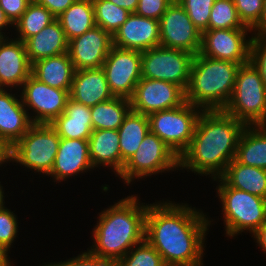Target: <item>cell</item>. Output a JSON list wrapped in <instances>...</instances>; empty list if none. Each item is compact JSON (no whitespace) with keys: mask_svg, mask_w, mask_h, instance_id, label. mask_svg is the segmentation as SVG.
<instances>
[{"mask_svg":"<svg viewBox=\"0 0 266 266\" xmlns=\"http://www.w3.org/2000/svg\"><path fill=\"white\" fill-rule=\"evenodd\" d=\"M234 159L246 166L266 169V125L244 127Z\"/></svg>","mask_w":266,"mask_h":266,"instance_id":"484cf974","label":"cell"},{"mask_svg":"<svg viewBox=\"0 0 266 266\" xmlns=\"http://www.w3.org/2000/svg\"><path fill=\"white\" fill-rule=\"evenodd\" d=\"M75 69L68 53L51 56L32 64L31 74L53 88L70 92Z\"/></svg>","mask_w":266,"mask_h":266,"instance_id":"cb8c5ba5","label":"cell"},{"mask_svg":"<svg viewBox=\"0 0 266 266\" xmlns=\"http://www.w3.org/2000/svg\"><path fill=\"white\" fill-rule=\"evenodd\" d=\"M150 131L147 115L130 110L118 129L121 171L124 164L137 151L139 145Z\"/></svg>","mask_w":266,"mask_h":266,"instance_id":"83f0119b","label":"cell"},{"mask_svg":"<svg viewBox=\"0 0 266 266\" xmlns=\"http://www.w3.org/2000/svg\"><path fill=\"white\" fill-rule=\"evenodd\" d=\"M115 47L140 52L160 46L159 21L131 13L114 33Z\"/></svg>","mask_w":266,"mask_h":266,"instance_id":"e0dca14e","label":"cell"},{"mask_svg":"<svg viewBox=\"0 0 266 266\" xmlns=\"http://www.w3.org/2000/svg\"><path fill=\"white\" fill-rule=\"evenodd\" d=\"M249 28L240 20L233 0H215L209 18L208 30Z\"/></svg>","mask_w":266,"mask_h":266,"instance_id":"d6a6232c","label":"cell"},{"mask_svg":"<svg viewBox=\"0 0 266 266\" xmlns=\"http://www.w3.org/2000/svg\"><path fill=\"white\" fill-rule=\"evenodd\" d=\"M102 69L114 97L130 99L142 78L141 52L113 45Z\"/></svg>","mask_w":266,"mask_h":266,"instance_id":"8fae6325","label":"cell"},{"mask_svg":"<svg viewBox=\"0 0 266 266\" xmlns=\"http://www.w3.org/2000/svg\"><path fill=\"white\" fill-rule=\"evenodd\" d=\"M221 178L234 189L266 199V169L246 166L233 159Z\"/></svg>","mask_w":266,"mask_h":266,"instance_id":"4316f807","label":"cell"},{"mask_svg":"<svg viewBox=\"0 0 266 266\" xmlns=\"http://www.w3.org/2000/svg\"><path fill=\"white\" fill-rule=\"evenodd\" d=\"M238 16L243 24L253 29L261 20L264 0H233Z\"/></svg>","mask_w":266,"mask_h":266,"instance_id":"d590c367","label":"cell"},{"mask_svg":"<svg viewBox=\"0 0 266 266\" xmlns=\"http://www.w3.org/2000/svg\"><path fill=\"white\" fill-rule=\"evenodd\" d=\"M110 2L114 3L115 5L128 10L131 13H134L139 0H109Z\"/></svg>","mask_w":266,"mask_h":266,"instance_id":"7bdbcfd3","label":"cell"},{"mask_svg":"<svg viewBox=\"0 0 266 266\" xmlns=\"http://www.w3.org/2000/svg\"><path fill=\"white\" fill-rule=\"evenodd\" d=\"M245 125L223 110L202 111L189 147L179 157V167L220 178L235 158Z\"/></svg>","mask_w":266,"mask_h":266,"instance_id":"7a4b0ae2","label":"cell"},{"mask_svg":"<svg viewBox=\"0 0 266 266\" xmlns=\"http://www.w3.org/2000/svg\"><path fill=\"white\" fill-rule=\"evenodd\" d=\"M10 149L0 140V165L9 160Z\"/></svg>","mask_w":266,"mask_h":266,"instance_id":"bcb514c9","label":"cell"},{"mask_svg":"<svg viewBox=\"0 0 266 266\" xmlns=\"http://www.w3.org/2000/svg\"><path fill=\"white\" fill-rule=\"evenodd\" d=\"M210 222L188 205L151 204L145 217V240L165 265L202 266L203 242Z\"/></svg>","mask_w":266,"mask_h":266,"instance_id":"6da1fadb","label":"cell"},{"mask_svg":"<svg viewBox=\"0 0 266 266\" xmlns=\"http://www.w3.org/2000/svg\"><path fill=\"white\" fill-rule=\"evenodd\" d=\"M89 169H93V166L89 156L88 140L61 138L49 175L59 181Z\"/></svg>","mask_w":266,"mask_h":266,"instance_id":"44dd1931","label":"cell"},{"mask_svg":"<svg viewBox=\"0 0 266 266\" xmlns=\"http://www.w3.org/2000/svg\"><path fill=\"white\" fill-rule=\"evenodd\" d=\"M179 167V157L156 134L148 132L120 173L127 185L136 177L151 176Z\"/></svg>","mask_w":266,"mask_h":266,"instance_id":"30bf717a","label":"cell"},{"mask_svg":"<svg viewBox=\"0 0 266 266\" xmlns=\"http://www.w3.org/2000/svg\"><path fill=\"white\" fill-rule=\"evenodd\" d=\"M16 216L9 209H0V246L7 252L17 235L18 225Z\"/></svg>","mask_w":266,"mask_h":266,"instance_id":"8d00e7d4","label":"cell"},{"mask_svg":"<svg viewBox=\"0 0 266 266\" xmlns=\"http://www.w3.org/2000/svg\"><path fill=\"white\" fill-rule=\"evenodd\" d=\"M29 0H0V7L6 17L14 24L26 11Z\"/></svg>","mask_w":266,"mask_h":266,"instance_id":"60d3db41","label":"cell"},{"mask_svg":"<svg viewBox=\"0 0 266 266\" xmlns=\"http://www.w3.org/2000/svg\"><path fill=\"white\" fill-rule=\"evenodd\" d=\"M148 205L138 204L128 196L102 211L93 229L94 245L89 251L96 256L118 262L131 248L145 240V217Z\"/></svg>","mask_w":266,"mask_h":266,"instance_id":"3957f363","label":"cell"},{"mask_svg":"<svg viewBox=\"0 0 266 266\" xmlns=\"http://www.w3.org/2000/svg\"><path fill=\"white\" fill-rule=\"evenodd\" d=\"M253 236L266 253V222L254 233Z\"/></svg>","mask_w":266,"mask_h":266,"instance_id":"ee69618b","label":"cell"},{"mask_svg":"<svg viewBox=\"0 0 266 266\" xmlns=\"http://www.w3.org/2000/svg\"><path fill=\"white\" fill-rule=\"evenodd\" d=\"M60 140L50 124H33L10 148L9 160L49 176Z\"/></svg>","mask_w":266,"mask_h":266,"instance_id":"52a82bcc","label":"cell"},{"mask_svg":"<svg viewBox=\"0 0 266 266\" xmlns=\"http://www.w3.org/2000/svg\"><path fill=\"white\" fill-rule=\"evenodd\" d=\"M250 61L258 69L266 86V36L252 37Z\"/></svg>","mask_w":266,"mask_h":266,"instance_id":"74e56055","label":"cell"},{"mask_svg":"<svg viewBox=\"0 0 266 266\" xmlns=\"http://www.w3.org/2000/svg\"><path fill=\"white\" fill-rule=\"evenodd\" d=\"M7 25H11L12 23L10 22V20L6 17L4 11L2 10V8L0 7V31L3 30V28L7 27ZM5 35L2 34V32H0V39L4 38Z\"/></svg>","mask_w":266,"mask_h":266,"instance_id":"7dc6e473","label":"cell"},{"mask_svg":"<svg viewBox=\"0 0 266 266\" xmlns=\"http://www.w3.org/2000/svg\"><path fill=\"white\" fill-rule=\"evenodd\" d=\"M194 54L184 50L154 47L141 52L142 78L189 86Z\"/></svg>","mask_w":266,"mask_h":266,"instance_id":"9c48e42d","label":"cell"},{"mask_svg":"<svg viewBox=\"0 0 266 266\" xmlns=\"http://www.w3.org/2000/svg\"><path fill=\"white\" fill-rule=\"evenodd\" d=\"M28 60L32 65L38 60L66 53L68 40L60 22L56 19L24 41Z\"/></svg>","mask_w":266,"mask_h":266,"instance_id":"7402d4cb","label":"cell"},{"mask_svg":"<svg viewBox=\"0 0 266 266\" xmlns=\"http://www.w3.org/2000/svg\"><path fill=\"white\" fill-rule=\"evenodd\" d=\"M45 266H117V262L93 255L89 250L67 261L50 263Z\"/></svg>","mask_w":266,"mask_h":266,"instance_id":"ab89813d","label":"cell"},{"mask_svg":"<svg viewBox=\"0 0 266 266\" xmlns=\"http://www.w3.org/2000/svg\"><path fill=\"white\" fill-rule=\"evenodd\" d=\"M76 0H36V2L46 7L56 18L61 15Z\"/></svg>","mask_w":266,"mask_h":266,"instance_id":"b9f144b4","label":"cell"},{"mask_svg":"<svg viewBox=\"0 0 266 266\" xmlns=\"http://www.w3.org/2000/svg\"><path fill=\"white\" fill-rule=\"evenodd\" d=\"M0 39V88L22 87L31 75L30 64L24 42L19 39ZM7 40V41H6Z\"/></svg>","mask_w":266,"mask_h":266,"instance_id":"ac0fdd59","label":"cell"},{"mask_svg":"<svg viewBox=\"0 0 266 266\" xmlns=\"http://www.w3.org/2000/svg\"><path fill=\"white\" fill-rule=\"evenodd\" d=\"M174 0H139L135 14L159 21Z\"/></svg>","mask_w":266,"mask_h":266,"instance_id":"f35d334b","label":"cell"},{"mask_svg":"<svg viewBox=\"0 0 266 266\" xmlns=\"http://www.w3.org/2000/svg\"><path fill=\"white\" fill-rule=\"evenodd\" d=\"M4 196H3V191H2V186L0 185V209L4 207V203L3 200Z\"/></svg>","mask_w":266,"mask_h":266,"instance_id":"681fc988","label":"cell"},{"mask_svg":"<svg viewBox=\"0 0 266 266\" xmlns=\"http://www.w3.org/2000/svg\"><path fill=\"white\" fill-rule=\"evenodd\" d=\"M56 17L44 6L36 1L30 2L26 11L13 24L20 35L16 39L24 42L27 38L38 34L44 27L50 25Z\"/></svg>","mask_w":266,"mask_h":266,"instance_id":"4dcf8cb0","label":"cell"},{"mask_svg":"<svg viewBox=\"0 0 266 266\" xmlns=\"http://www.w3.org/2000/svg\"><path fill=\"white\" fill-rule=\"evenodd\" d=\"M201 113L199 107L187 101L179 107L154 112L148 115L150 132L180 157L190 145Z\"/></svg>","mask_w":266,"mask_h":266,"instance_id":"ba28073f","label":"cell"},{"mask_svg":"<svg viewBox=\"0 0 266 266\" xmlns=\"http://www.w3.org/2000/svg\"><path fill=\"white\" fill-rule=\"evenodd\" d=\"M7 251L0 246V266H5L7 263H11L8 260V255Z\"/></svg>","mask_w":266,"mask_h":266,"instance_id":"c3c4849f","label":"cell"},{"mask_svg":"<svg viewBox=\"0 0 266 266\" xmlns=\"http://www.w3.org/2000/svg\"><path fill=\"white\" fill-rule=\"evenodd\" d=\"M186 102V91L179 85L156 79L141 80L130 98L131 110L150 115L169 110Z\"/></svg>","mask_w":266,"mask_h":266,"instance_id":"4fadbf2b","label":"cell"},{"mask_svg":"<svg viewBox=\"0 0 266 266\" xmlns=\"http://www.w3.org/2000/svg\"><path fill=\"white\" fill-rule=\"evenodd\" d=\"M239 66V63L196 54L186 101L201 111L223 110L231 99Z\"/></svg>","mask_w":266,"mask_h":266,"instance_id":"277c9868","label":"cell"},{"mask_svg":"<svg viewBox=\"0 0 266 266\" xmlns=\"http://www.w3.org/2000/svg\"><path fill=\"white\" fill-rule=\"evenodd\" d=\"M22 99L24 107H29L37 114L33 124H51L60 116L70 98L69 91L53 88L40 82L32 74L23 83Z\"/></svg>","mask_w":266,"mask_h":266,"instance_id":"9a60e30c","label":"cell"},{"mask_svg":"<svg viewBox=\"0 0 266 266\" xmlns=\"http://www.w3.org/2000/svg\"><path fill=\"white\" fill-rule=\"evenodd\" d=\"M138 246L137 249L136 246L133 249L131 248L117 262V266H165L161 255L146 240Z\"/></svg>","mask_w":266,"mask_h":266,"instance_id":"836d02e7","label":"cell"},{"mask_svg":"<svg viewBox=\"0 0 266 266\" xmlns=\"http://www.w3.org/2000/svg\"><path fill=\"white\" fill-rule=\"evenodd\" d=\"M252 30L258 31L257 34H254L255 36H266V0H264V11L261 20Z\"/></svg>","mask_w":266,"mask_h":266,"instance_id":"f6af8a7d","label":"cell"},{"mask_svg":"<svg viewBox=\"0 0 266 266\" xmlns=\"http://www.w3.org/2000/svg\"><path fill=\"white\" fill-rule=\"evenodd\" d=\"M0 88V140L10 149L33 125L22 99Z\"/></svg>","mask_w":266,"mask_h":266,"instance_id":"d6986e66","label":"cell"},{"mask_svg":"<svg viewBox=\"0 0 266 266\" xmlns=\"http://www.w3.org/2000/svg\"><path fill=\"white\" fill-rule=\"evenodd\" d=\"M89 142V156L94 167L111 166L116 174L121 173V153L118 130H93Z\"/></svg>","mask_w":266,"mask_h":266,"instance_id":"d4e9b609","label":"cell"},{"mask_svg":"<svg viewBox=\"0 0 266 266\" xmlns=\"http://www.w3.org/2000/svg\"><path fill=\"white\" fill-rule=\"evenodd\" d=\"M50 125L60 138L88 140L93 132L91 107L69 98L64 112Z\"/></svg>","mask_w":266,"mask_h":266,"instance_id":"603a6c76","label":"cell"},{"mask_svg":"<svg viewBox=\"0 0 266 266\" xmlns=\"http://www.w3.org/2000/svg\"><path fill=\"white\" fill-rule=\"evenodd\" d=\"M160 46L198 54L202 33L194 26L183 6L174 0L159 19Z\"/></svg>","mask_w":266,"mask_h":266,"instance_id":"7c38bea8","label":"cell"},{"mask_svg":"<svg viewBox=\"0 0 266 266\" xmlns=\"http://www.w3.org/2000/svg\"><path fill=\"white\" fill-rule=\"evenodd\" d=\"M187 12L194 26L203 33L208 30L211 8L215 0H177Z\"/></svg>","mask_w":266,"mask_h":266,"instance_id":"e575fe53","label":"cell"},{"mask_svg":"<svg viewBox=\"0 0 266 266\" xmlns=\"http://www.w3.org/2000/svg\"><path fill=\"white\" fill-rule=\"evenodd\" d=\"M113 46V37L95 26L68 41V55L75 70L101 68Z\"/></svg>","mask_w":266,"mask_h":266,"instance_id":"2e32d148","label":"cell"},{"mask_svg":"<svg viewBox=\"0 0 266 266\" xmlns=\"http://www.w3.org/2000/svg\"><path fill=\"white\" fill-rule=\"evenodd\" d=\"M223 111L245 126L266 125V86L251 61L239 66L231 99Z\"/></svg>","mask_w":266,"mask_h":266,"instance_id":"5b68a950","label":"cell"},{"mask_svg":"<svg viewBox=\"0 0 266 266\" xmlns=\"http://www.w3.org/2000/svg\"><path fill=\"white\" fill-rule=\"evenodd\" d=\"M96 26L101 27L112 36L131 14L109 0H92Z\"/></svg>","mask_w":266,"mask_h":266,"instance_id":"1f68e13d","label":"cell"},{"mask_svg":"<svg viewBox=\"0 0 266 266\" xmlns=\"http://www.w3.org/2000/svg\"><path fill=\"white\" fill-rule=\"evenodd\" d=\"M69 95L74 101L88 107L114 97L102 67L75 70Z\"/></svg>","mask_w":266,"mask_h":266,"instance_id":"ffe728a7","label":"cell"},{"mask_svg":"<svg viewBox=\"0 0 266 266\" xmlns=\"http://www.w3.org/2000/svg\"><path fill=\"white\" fill-rule=\"evenodd\" d=\"M218 196L224 212L228 236L248 230L255 233L266 222V199L230 187L221 177Z\"/></svg>","mask_w":266,"mask_h":266,"instance_id":"8992f818","label":"cell"},{"mask_svg":"<svg viewBox=\"0 0 266 266\" xmlns=\"http://www.w3.org/2000/svg\"><path fill=\"white\" fill-rule=\"evenodd\" d=\"M131 110L130 99L113 97L91 107V123L93 130H118L126 115Z\"/></svg>","mask_w":266,"mask_h":266,"instance_id":"f546056e","label":"cell"},{"mask_svg":"<svg viewBox=\"0 0 266 266\" xmlns=\"http://www.w3.org/2000/svg\"><path fill=\"white\" fill-rule=\"evenodd\" d=\"M68 41L96 26L92 0H76L56 18Z\"/></svg>","mask_w":266,"mask_h":266,"instance_id":"f1b7e54d","label":"cell"},{"mask_svg":"<svg viewBox=\"0 0 266 266\" xmlns=\"http://www.w3.org/2000/svg\"><path fill=\"white\" fill-rule=\"evenodd\" d=\"M251 28L206 30L202 33L200 54L213 59L245 64L250 61Z\"/></svg>","mask_w":266,"mask_h":266,"instance_id":"5bb4252c","label":"cell"}]
</instances>
